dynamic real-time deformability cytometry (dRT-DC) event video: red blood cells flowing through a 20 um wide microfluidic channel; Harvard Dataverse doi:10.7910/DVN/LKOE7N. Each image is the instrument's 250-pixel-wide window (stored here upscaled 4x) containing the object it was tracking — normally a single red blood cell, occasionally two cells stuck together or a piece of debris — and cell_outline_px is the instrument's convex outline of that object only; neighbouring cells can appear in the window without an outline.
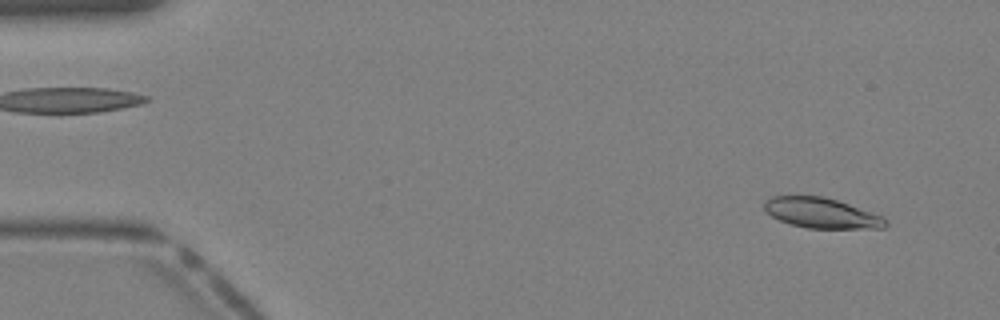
{"species": "Egyptian fruit bat (a non-hibernating species)", "species_latin": "Rousettus aegyptiacus", "temperature_condition": "warm", "stored_images_in_passage": 40, "camera_frame_rate_fps": 3000, "um_per_image_px": 0.085, "animal": {"sex": "female"}, "frame": {"image": 1, "passage_image": 3, "time_ms": 0.667, "image_size_px": [1000, 320], "cell_outline_px": [[888, 224], [884, 228], [808, 228], [788, 224], [772, 216], [764, 208], [764, 200], [772, 196], [824, 196], [884, 216], [888, 220]], "centroid_in_image_um": [69.84, 18.11], "position_along_channel_um": 15.2, "area_um2": 21.39}}
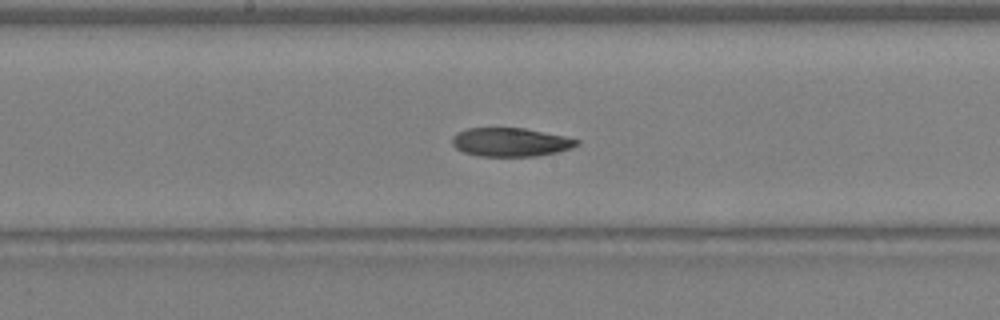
{"frame": {"image": 2, "passage_image": 21, "time_ms": 6.667, "image_size_px": [1000, 320], "cell_outline_px": [[580, 144], [572, 148], [556, 152], [536, 156], [480, 156], [464, 152], [456, 148], [452, 144], [452, 136], [456, 132], [468, 128], [524, 128], [564, 136], [580, 140]], "centroid_in_image_um": [43.39, 12.08], "position_along_channel_um": 204.8, "area_um2": 20.81}}
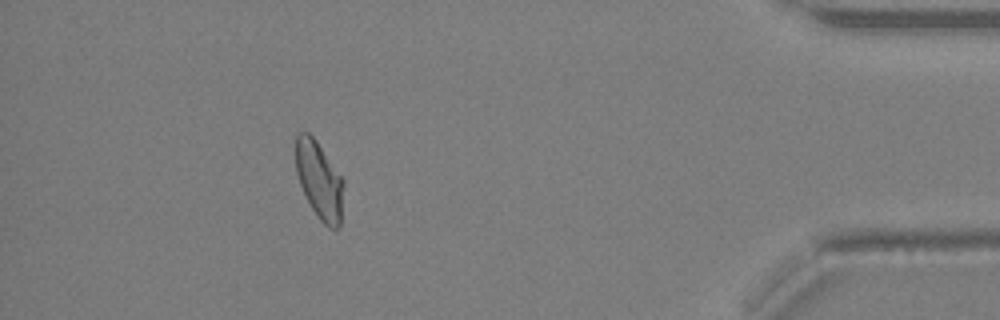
{"frame": {"image": 3, "passage_image": 36, "time_ms": 11.667, "image_size_px": [1000, 320], "cell_outline_px": [[344, 184], [340, 224], [336, 228], [328, 228], [320, 220], [312, 208], [300, 184], [296, 172], [296, 136], [300, 132], [308, 132], [316, 140], [344, 180]], "centroid_in_image_um": [27.15, 15.31], "position_along_channel_um": 408.1, "area_um2": 21.33}}